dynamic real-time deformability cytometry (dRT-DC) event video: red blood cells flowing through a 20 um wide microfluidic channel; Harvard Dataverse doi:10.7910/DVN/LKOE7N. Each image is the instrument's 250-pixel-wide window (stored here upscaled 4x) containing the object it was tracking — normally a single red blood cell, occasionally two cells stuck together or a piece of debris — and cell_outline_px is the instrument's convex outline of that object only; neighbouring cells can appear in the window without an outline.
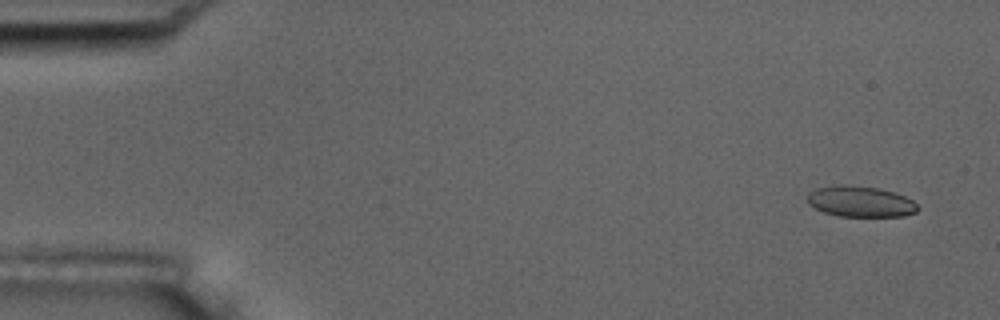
{"species": "common noctule bat (a hibernating species)", "species_latin": "Nyctalus noctula", "temperature_condition": "room temperature", "stored_images_in_passage": 4, "camera_frame_rate_fps": 3000, "um_per_image_px": 0.085, "animal": {"sex": "male", "body_mass_g": 17.5, "forearm_length_mm": 52.3}, "frame": {"image": 1, "passage_image": 1, "time_ms": 0.0, "image_size_px": [1000, 320], "cell_outline_px": [[920, 208], [916, 212], [904, 216], [840, 216], [824, 212], [808, 204], [808, 192], [816, 188], [832, 184], [844, 184], [880, 188], [904, 196], [912, 200]], "centroid_in_image_um": [73.12, 17.11], "position_along_channel_um": 11.9, "area_um2": 19.94}}